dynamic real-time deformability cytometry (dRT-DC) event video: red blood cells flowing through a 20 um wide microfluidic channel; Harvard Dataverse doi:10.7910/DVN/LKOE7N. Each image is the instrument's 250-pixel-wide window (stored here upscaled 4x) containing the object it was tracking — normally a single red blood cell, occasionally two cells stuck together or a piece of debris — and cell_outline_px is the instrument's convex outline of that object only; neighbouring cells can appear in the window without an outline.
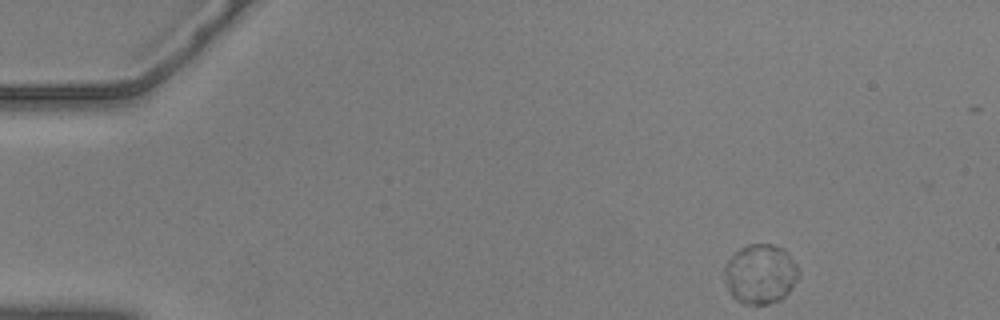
{"species": "common noctule bat (a hibernating species)", "species_latin": "Nyctalus noctula", "temperature_condition": "warm", "stored_images_in_passage": 52, "camera_frame_rate_fps": 3000, "um_per_image_px": 0.085, "animal": {"sex": "male", "body_mass_g": 20.5, "forearm_length_mm": 52.5}, "frame": {"image": 1, "passage_image": 1, "time_ms": 0.0, "image_size_px": [1000, 320], "cell_outline_px": [[800, 276], [788, 292], [780, 300], [768, 304], [744, 304], [736, 300], [728, 292], [724, 272], [724, 268], [728, 260], [740, 248], [748, 244], [772, 244], [784, 248], [796, 264], [800, 272]], "centroid_in_image_um": [64.64, 23.29], "position_along_channel_um": 20.4, "area_um2": 25.89}}
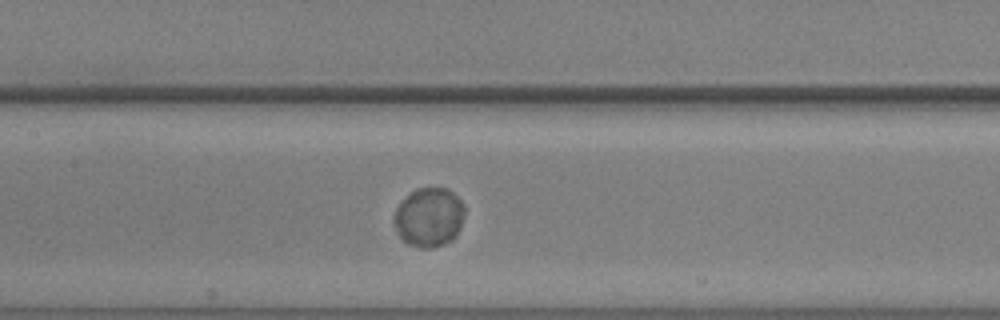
{"frame": {"image": 2, "passage_image": 22, "time_ms": 7.0, "image_size_px": [1000, 320], "cell_outline_px": [[464, 212], [460, 228], [456, 236], [452, 240], [444, 244], [432, 248], [420, 248], [408, 244], [400, 240], [396, 232], [392, 220], [396, 208], [416, 188], [448, 188], [464, 204]], "centroid_in_image_um": [36.45, 18.5], "position_along_channel_um": 171.0, "area_um2": 24.51}}
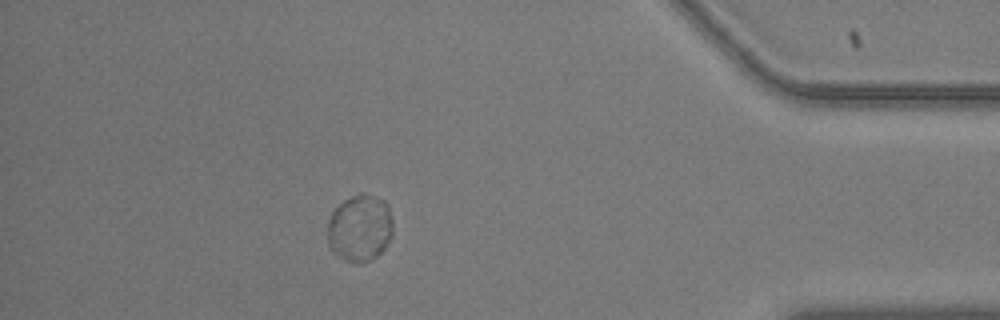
{"frame": {"image": 3, "passage_image": 45, "time_ms": 14.667, "image_size_px": [1000, 320], "cell_outline_px": [[392, 236], [384, 248], [376, 256], [368, 260], [352, 264], [332, 252], [328, 248], [328, 220], [332, 212], [344, 200], [360, 192], [384, 200], [388, 204], [392, 220]], "centroid_in_image_um": [30.58, 19.39], "position_along_channel_um": 404.6, "area_um2": 25.55}, "authors_computed_cell_mechanics": {"area_um2": 24.8829, "velocity_mm_per_s": 3.5504, "shape_relaxation_time_tau1_ms": 2.3859, "shape_relaxation_time_tau2_ms": null, "deformation_change_tau1": 0.0113, "deformation_change_tau2": null}}